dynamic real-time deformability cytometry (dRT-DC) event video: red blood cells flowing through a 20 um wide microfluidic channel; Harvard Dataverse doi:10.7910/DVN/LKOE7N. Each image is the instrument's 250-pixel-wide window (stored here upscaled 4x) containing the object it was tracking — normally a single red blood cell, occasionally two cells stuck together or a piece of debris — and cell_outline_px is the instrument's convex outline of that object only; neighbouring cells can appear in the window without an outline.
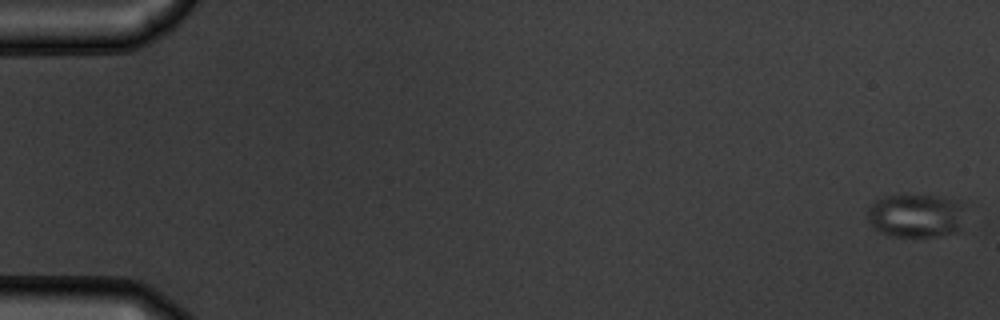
{"species": "common noctule bat (a hibernating species)", "species_latin": "Nyctalus noctula", "temperature_condition": "warm", "stored_images_in_passage": 55, "camera_frame_rate_fps": 3000, "um_per_image_px": 0.085, "animal": {"sex": "male", "body_mass_g": 19.5, "forearm_length_mm": 54.6}, "frame": {"image": 1, "passage_image": 1, "time_ms": 0.0, "image_size_px": [1000, 320], "cell_outline_px": [[964, 204], [960, 228], [956, 232], [928, 236], [888, 236], [872, 228], [868, 220], [868, 208], [876, 200], [884, 196], [904, 192], [944, 196], [964, 200]], "centroid_in_image_um": [77.85, 18.25], "position_along_channel_um": 7.2, "area_um2": 25.78}}
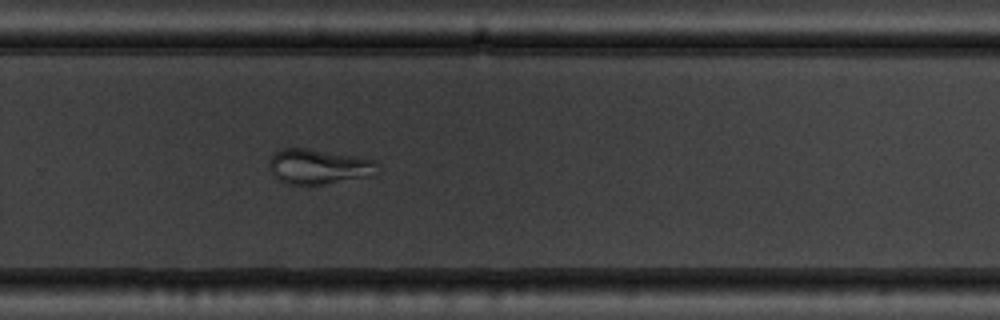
{"frame": {"image": 2, "passage_image": 38, "time_ms": 12.333, "image_size_px": [1000, 320], "cell_outline_px": [[380, 164], [372, 176], [324, 184], [288, 184], [280, 180], [268, 168], [268, 160], [280, 148], [308, 148], [376, 160]], "centroid_in_image_um": [27.08, 14.15], "position_along_channel_um": 302.7, "area_um2": 22.08}}
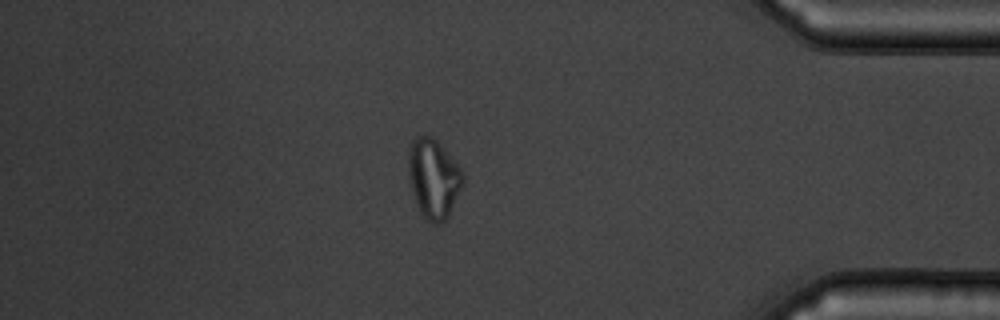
{"frame": {"image": 3, "passage_image": 48, "time_ms": 15.667, "image_size_px": [1000, 320], "cell_outline_px": [[464, 184], [448, 216], [444, 220], [436, 224], [432, 224], [420, 212], [416, 204], [412, 192], [408, 172], [408, 148], [412, 140], [416, 136], [432, 136], [440, 144], [464, 172]], "centroid_in_image_um": [36.85, 15.16], "position_along_channel_um": 398.4, "area_um2": 25.26}, "authors_computed_cell_mechanics": {"area_um2": 24.7384, "velocity_mm_per_s": 3.7599, "shape_relaxation_time_tau1_ms": null, "shape_relaxation_time_tau2_ms": 1.4689, "deformation_change_tau1": null, "deformation_change_tau2": 0.0474}}